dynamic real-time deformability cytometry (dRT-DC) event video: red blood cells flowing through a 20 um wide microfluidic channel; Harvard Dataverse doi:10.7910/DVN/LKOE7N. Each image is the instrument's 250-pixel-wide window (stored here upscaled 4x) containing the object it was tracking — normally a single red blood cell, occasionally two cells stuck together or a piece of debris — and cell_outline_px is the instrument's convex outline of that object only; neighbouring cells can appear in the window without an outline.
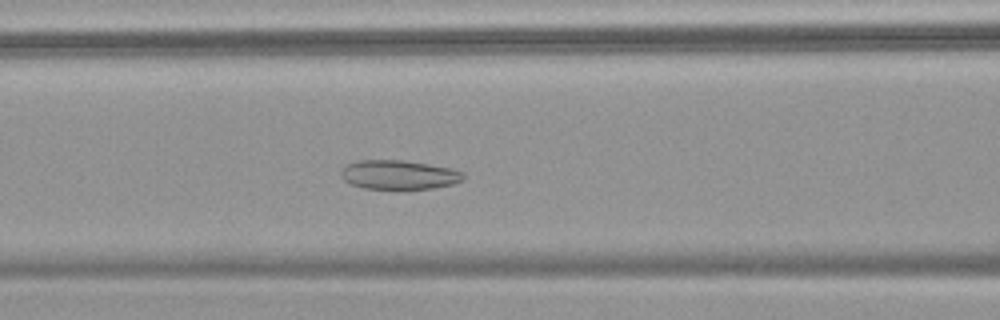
{"species": "common noctule bat (a hibernating species)", "species_latin": "Nyctalus noctula", "temperature_condition": "warm", "stored_images_in_passage": 54, "camera_frame_rate_fps": 3000, "um_per_image_px": 0.085, "animal": {"sex": "female", "body_mass_g": 18.4}, "frame": {"image": 1, "passage_image": 23, "time_ms": 7.333, "image_size_px": [1000, 320], "cell_outline_px": [[464, 180], [452, 184], [432, 188], [364, 188], [352, 184], [344, 180], [340, 176], [340, 172], [348, 164], [356, 160], [404, 160], [452, 168], [464, 172]], "centroid_in_image_um": [33.92, 14.84], "position_along_channel_um": 132.7, "area_um2": 20.63}}
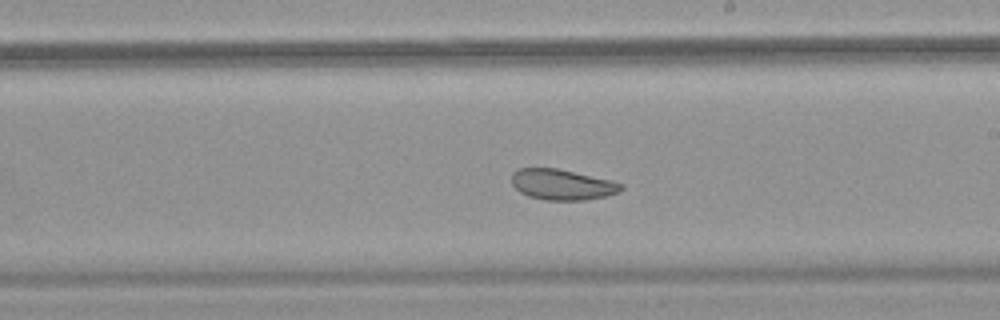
{"frame": {"image": 2, "passage_image": 32, "time_ms": 10.333, "image_size_px": [1000, 320], "cell_outline_px": [[624, 188], [620, 192], [608, 196], [584, 200], [544, 200], [528, 196], [520, 192], [512, 184], [512, 172], [520, 168], [556, 168], [612, 180], [624, 184]], "centroid_in_image_um": [47.82, 15.69], "position_along_channel_um": 241.2, "area_um2": 19.71}}
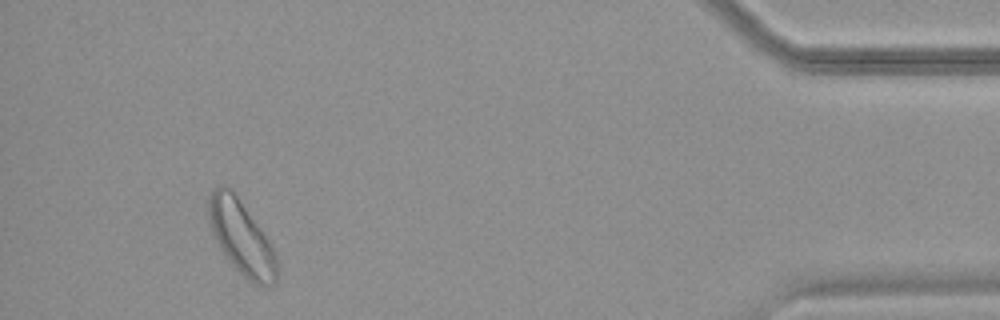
{"frame": {"image": 3, "passage_image": 51, "time_ms": 16.667, "image_size_px": [1000, 320], "cell_outline_px": [[276, 280], [272, 284], [256, 284], [248, 280], [228, 260], [220, 248], [212, 232], [208, 220], [208, 196], [220, 184], [224, 184], [232, 188], [272, 244], [276, 256]], "centroid_in_image_um": [20.49, 20.12], "position_along_channel_um": 414.7, "area_um2": 29.19}, "authors_computed_cell_mechanics": {"area_um2": 25.6921, "velocity_mm_per_s": 3.6366, "shape_relaxation_time_tau1_ms": null, "shape_relaxation_time_tau2_ms": 2.843, "deformation_change_tau1": null, "deformation_change_tau2": 0.0783}}